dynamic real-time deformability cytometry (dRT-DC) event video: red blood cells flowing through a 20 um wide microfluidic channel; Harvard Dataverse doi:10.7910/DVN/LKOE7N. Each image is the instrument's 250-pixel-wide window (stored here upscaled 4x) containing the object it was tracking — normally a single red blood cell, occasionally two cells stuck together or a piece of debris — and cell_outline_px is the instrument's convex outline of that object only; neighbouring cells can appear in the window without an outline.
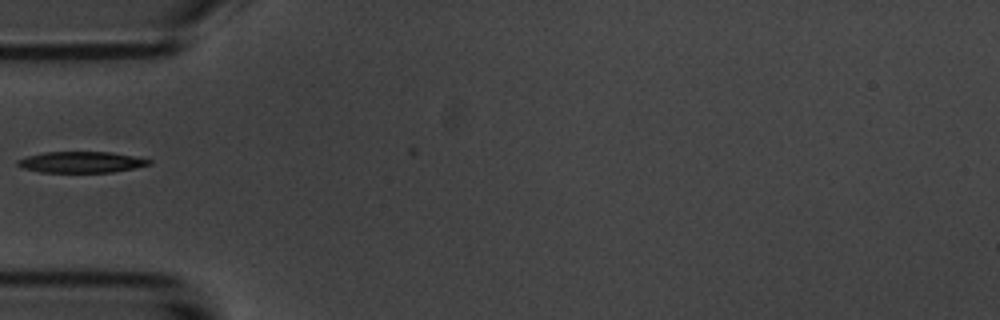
{"species": "common noctule bat (a hibernating species)", "species_latin": "Nyctalus noctula", "temperature_condition": "room temperature", "stored_images_in_passage": 1, "camera_frame_rate_fps": 3000, "um_per_image_px": 0.085, "animal": {"sex": "male", "body_mass_g": 20.1, "forearm_length_mm": 53.5}, "frame": {"image": 1, "passage_image": 1, "time_ms": 0.0, "image_size_px": [1000, 320], "cell_outline_px": [[152, 164], [112, 172], [40, 172], [24, 168], [16, 164], [16, 160], [28, 156], [44, 152], [112, 152], [152, 160]], "centroid_in_image_um": [6.89, 13.78], "position_along_channel_um": 78.1, "area_um2": 16.01}}